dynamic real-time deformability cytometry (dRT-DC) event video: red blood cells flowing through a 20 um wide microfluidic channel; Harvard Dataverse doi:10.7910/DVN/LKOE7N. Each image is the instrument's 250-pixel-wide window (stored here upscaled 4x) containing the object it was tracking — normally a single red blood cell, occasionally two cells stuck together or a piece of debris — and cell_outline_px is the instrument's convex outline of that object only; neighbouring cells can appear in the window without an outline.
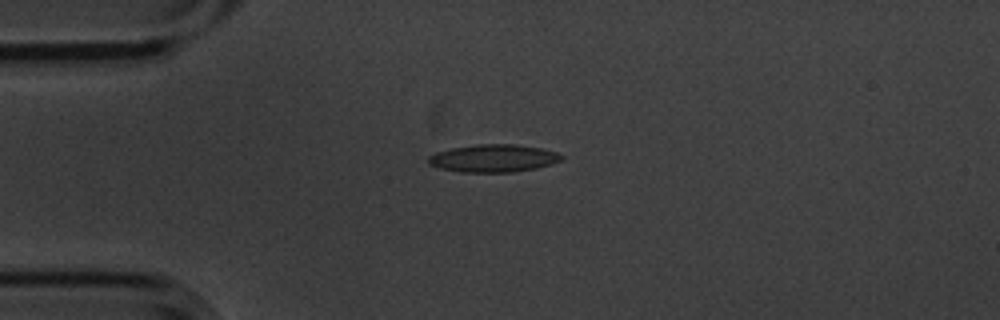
{"species": "common noctule bat (a hibernating species)", "species_latin": "Nyctalus noctula", "temperature_condition": "cold", "stored_images_in_passage": 1, "camera_frame_rate_fps": 3000, "um_per_image_px": 0.085, "animal": {"sex": "male", "body_mass_g": 20.1, "forearm_length_mm": 53.5}, "frame": {"image": 1, "passage_image": 1, "time_ms": 0.0, "image_size_px": [1000, 320], "cell_outline_px": [[564, 156], [560, 160], [552, 164], [536, 168], [512, 172], [460, 172], [440, 168], [428, 164], [428, 156], [436, 152], [452, 148], [476, 144], [516, 144], [540, 148], [556, 152]], "centroid_in_image_um": [41.92, 13.45], "position_along_channel_um": 43.1, "area_um2": 21.44}}